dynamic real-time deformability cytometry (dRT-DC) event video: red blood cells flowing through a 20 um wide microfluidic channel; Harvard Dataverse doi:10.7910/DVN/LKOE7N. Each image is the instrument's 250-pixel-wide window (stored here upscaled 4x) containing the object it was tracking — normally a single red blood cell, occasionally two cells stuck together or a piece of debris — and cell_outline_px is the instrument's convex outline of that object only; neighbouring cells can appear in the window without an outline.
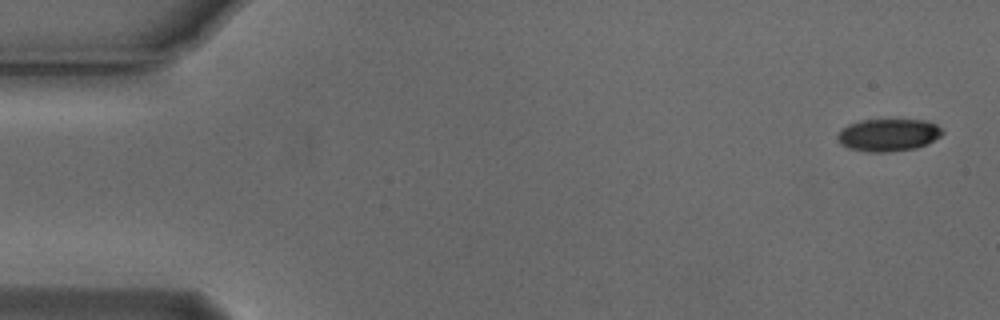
{"species": "Egyptian fruit bat (a non-hibernating species)", "species_latin": "Rousettus aegyptiacus", "temperature_condition": "cold", "stored_images_in_passage": 5, "camera_frame_rate_fps": 3000, "um_per_image_px": 0.085, "animal": {"sex": "male"}, "frame": {"image": 1, "passage_image": 1, "time_ms": 0.0, "image_size_px": [1000, 320], "cell_outline_px": [[944, 132], [940, 136], [928, 144], [916, 148], [884, 152], [868, 152], [848, 148], [840, 144], [836, 140], [836, 136], [840, 128], [848, 124], [860, 120], [924, 120], [936, 124]], "centroid_in_image_um": [75.45, 11.47], "position_along_channel_um": 9.5, "area_um2": 20.0}}
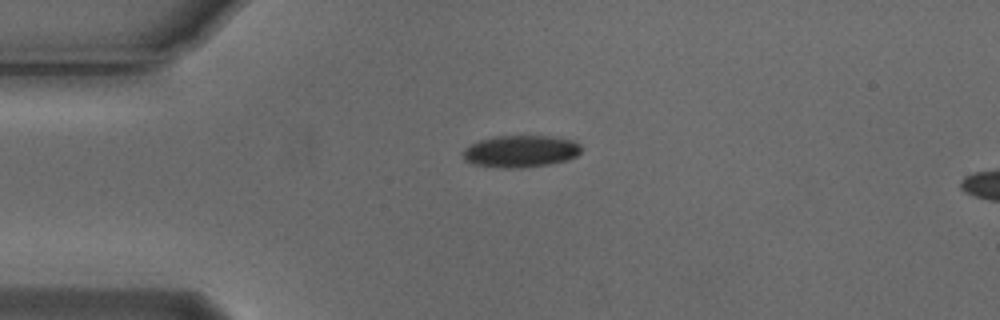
{"frame": {"image": 2, "passage_image": 4, "time_ms": 1.0, "image_size_px": [1000, 320], "cell_outline_px": [[580, 152], [576, 156], [568, 160], [548, 164], [520, 168], [504, 168], [472, 164], [464, 160], [460, 152], [464, 148], [480, 140], [496, 136], [556, 136], [572, 140], [580, 144]], "centroid_in_image_um": [44.23, 12.86], "position_along_channel_um": 40.8, "area_um2": 22.2}}